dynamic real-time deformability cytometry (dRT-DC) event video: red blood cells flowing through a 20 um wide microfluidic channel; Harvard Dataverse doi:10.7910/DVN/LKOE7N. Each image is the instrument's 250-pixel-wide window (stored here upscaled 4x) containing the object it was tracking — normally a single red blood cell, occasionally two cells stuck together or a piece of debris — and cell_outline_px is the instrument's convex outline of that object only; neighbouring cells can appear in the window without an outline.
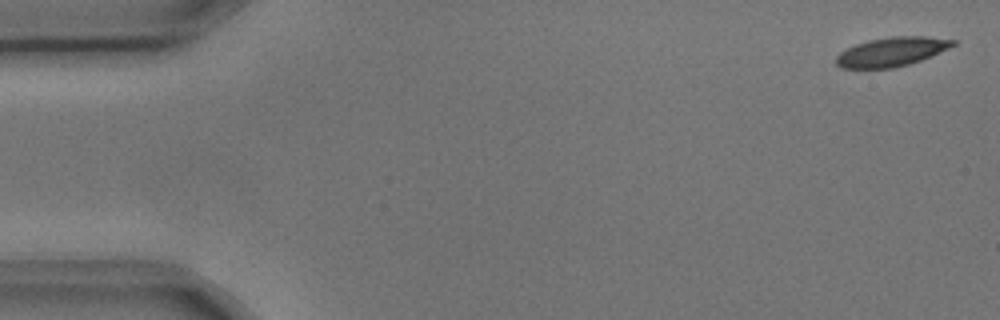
{"species": "common noctule bat (a hibernating species)", "species_latin": "Nyctalus noctula", "temperature_condition": "cold", "stored_images_in_passage": 5, "camera_frame_rate_fps": 3000, "um_per_image_px": 0.085, "animal": {"sex": "male", "body_mass_g": 17.9, "forearm_length_mm": 54.2}, "frame": {"image": 1, "passage_image": 1, "time_ms": 0.0, "image_size_px": [1000, 320], "cell_outline_px": [[956, 44], [948, 48], [920, 60], [908, 64], [892, 68], [840, 68], [836, 64], [836, 56], [840, 52], [856, 44], [868, 40], [892, 36], [924, 36], [956, 40]], "centroid_in_image_um": [75.76, 4.39], "position_along_channel_um": 9.2, "area_um2": 19.59}}
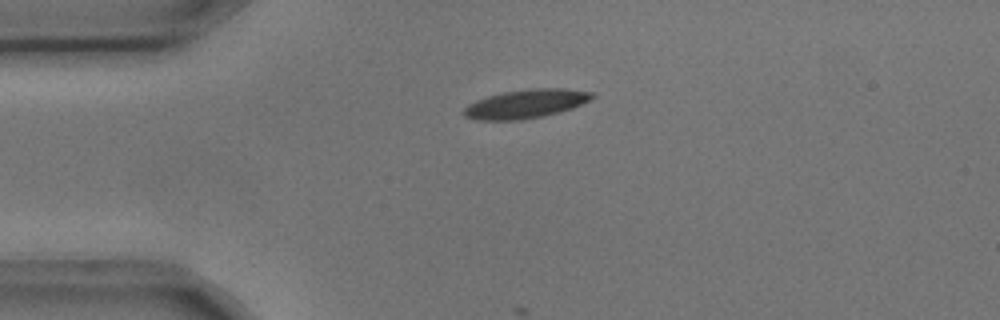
{"frame": {"image": 2, "passage_image": 4, "time_ms": 1.0, "image_size_px": [1000, 320], "cell_outline_px": [[596, 96], [572, 108], [544, 116], [520, 120], [476, 120], [464, 116], [460, 112], [468, 104], [476, 100], [488, 96], [504, 92], [532, 88], [564, 88], [592, 92]], "centroid_in_image_um": [44.65, 8.83], "position_along_channel_um": 40.3, "area_um2": 21.5}}